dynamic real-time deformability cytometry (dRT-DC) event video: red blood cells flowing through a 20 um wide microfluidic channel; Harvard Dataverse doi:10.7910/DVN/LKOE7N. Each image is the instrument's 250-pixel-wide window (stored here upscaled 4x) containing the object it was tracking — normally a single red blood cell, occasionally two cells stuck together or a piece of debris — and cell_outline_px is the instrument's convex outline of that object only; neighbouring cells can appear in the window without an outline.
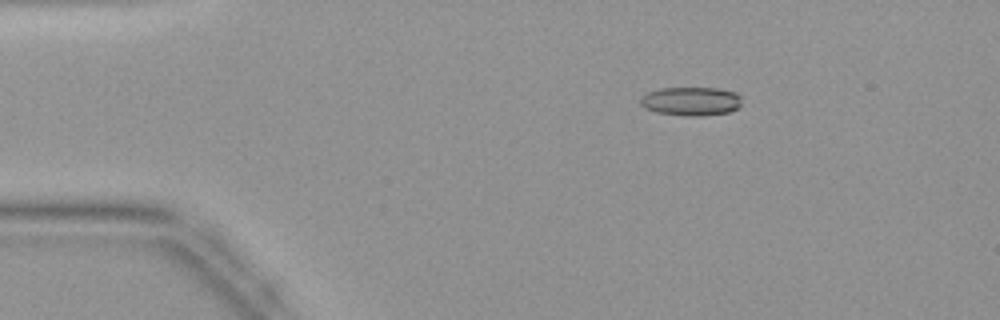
{"species": "common noctule bat (a hibernating species)", "species_latin": "Nyctalus noctula", "temperature_condition": "warm", "stored_images_in_passage": 45, "camera_frame_rate_fps": 3000, "um_per_image_px": 0.085, "animal": {"sex": "female", "body_mass_g": 19.9}, "frame": {"image": 1, "passage_image": 8, "time_ms": 2.333, "image_size_px": [1000, 320], "cell_outline_px": [[740, 108], [728, 112], [700, 116], [688, 116], [656, 112], [644, 108], [640, 104], [640, 96], [648, 92], [660, 88], [720, 88], [736, 92], [740, 96]], "centroid_in_image_um": [58.73, 8.6], "position_along_channel_um": 26.3, "area_um2": 17.11}}
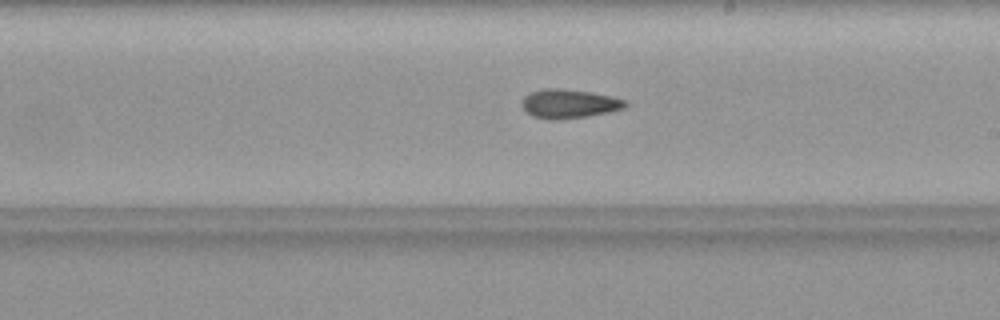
{"frame": {"image": 2, "passage_image": 26, "time_ms": 8.333, "image_size_px": [1000, 320], "cell_outline_px": [[628, 104], [624, 108], [608, 112], [588, 116], [560, 120], [552, 120], [532, 116], [520, 104], [520, 100], [524, 96], [532, 92], [544, 88], [560, 88], [588, 92], [612, 96], [624, 100]], "centroid_in_image_um": [48.34, 8.82], "position_along_channel_um": 240.7, "area_um2": 17.46}}
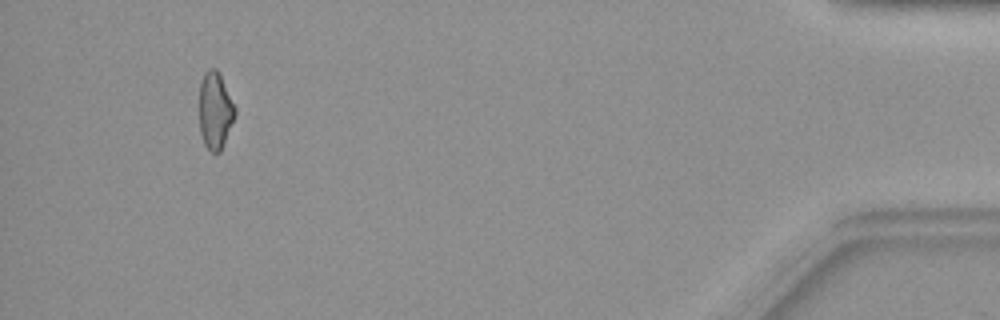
{"frame": {"image": 3, "passage_image": 42, "time_ms": 13.667, "image_size_px": [1000, 320], "cell_outline_px": [[236, 116], [220, 152], [212, 152], [204, 144], [200, 132], [200, 84], [204, 72], [208, 68], [216, 68], [236, 108]], "centroid_in_image_um": [18.29, 9.4], "position_along_channel_um": 416.9, "area_um2": 15.9}}